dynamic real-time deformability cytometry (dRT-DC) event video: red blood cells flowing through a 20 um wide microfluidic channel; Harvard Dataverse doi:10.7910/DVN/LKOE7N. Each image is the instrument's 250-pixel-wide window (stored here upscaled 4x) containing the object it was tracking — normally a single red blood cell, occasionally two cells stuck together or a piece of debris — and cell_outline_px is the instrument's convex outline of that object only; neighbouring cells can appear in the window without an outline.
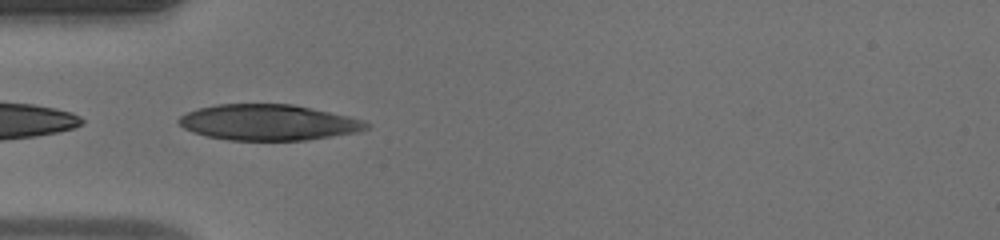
{"species": "human", "species_latin": "Homo sapiens", "temperature_condition": "warm", "stored_images_in_passage": 28, "camera_frame_rate_fps": 3000, "um_per_image_px": 0.085, "donor": {"sex": "male"}, "frame": {"image": 1, "passage_image": 1, "time_ms": 0.0, "image_size_px": [1000, 240], "cell_outline_px": [[372, 124], [368, 128], [356, 132], [308, 140], [228, 140], [208, 136], [192, 132], [184, 128], [176, 120], [180, 116], [188, 112], [200, 108], [216, 104], [292, 104], [312, 108], [348, 116], [364, 120]], "centroid_in_image_um": [22.82, 10.4], "position_along_channel_um": 62.2, "area_um2": 39.07}}
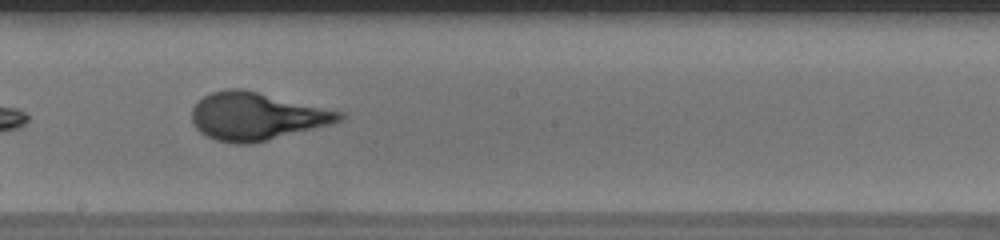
{"frame": {"image": 2, "passage_image": 13, "time_ms": 4.0, "image_size_px": [1000, 240], "cell_outline_px": [[344, 116], [340, 120], [332, 124], [252, 144], [236, 144], [216, 140], [200, 132], [192, 124], [192, 108], [204, 96], [212, 92], [228, 88], [240, 88], [344, 112]], "centroid_in_image_um": [21.79, 9.89], "position_along_channel_um": 226.4, "area_um2": 40.75}}
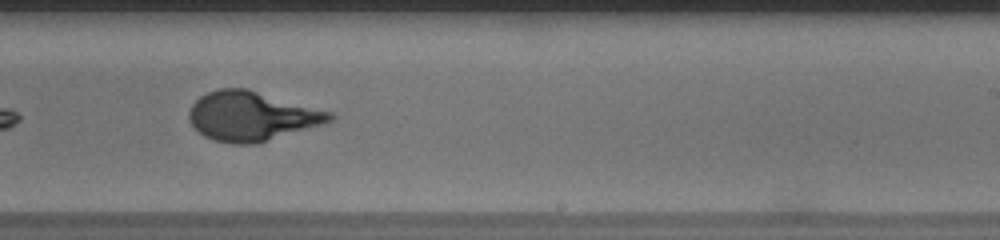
{"frame": {"image": 3, "passage_image": 16, "time_ms": 5.0, "image_size_px": [1000, 240], "cell_outline_px": [[336, 116], [332, 120], [320, 124], [256, 144], [232, 144], [216, 140], [204, 136], [188, 120], [188, 112], [192, 104], [200, 96], [208, 92], [220, 88], [248, 88], [332, 112]], "centroid_in_image_um": [21.36, 9.86], "position_along_channel_um": 267.6, "area_um2": 40.17}, "authors_computed_cell_mechanics": {"area_um2": 40.171, "velocity_mm_per_s": 4.141, "shape_relaxation_time_tau1_ms": 5.3313, "shape_relaxation_time_tau2_ms": null, "deformation_change_tau1": 0.2634, "deformation_change_tau2": null}}